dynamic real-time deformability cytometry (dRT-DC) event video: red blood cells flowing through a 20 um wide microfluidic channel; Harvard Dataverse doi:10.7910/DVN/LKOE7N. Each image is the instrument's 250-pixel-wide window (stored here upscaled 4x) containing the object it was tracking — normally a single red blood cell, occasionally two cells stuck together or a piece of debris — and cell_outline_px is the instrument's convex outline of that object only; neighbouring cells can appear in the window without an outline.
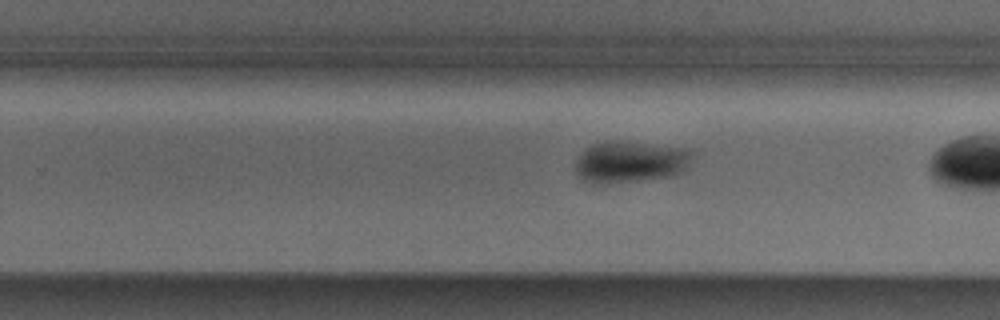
{"species": "Egyptian fruit bat (a non-hibernating species)", "species_latin": "Rousettus aegyptiacus", "temperature_condition": "cold", "stored_images_in_passage": 28, "camera_frame_rate_fps": 3000, "um_per_image_px": 0.085, "animal": {"sex": "male"}, "frame": {"image": 1, "passage_image": 20, "time_ms": 6.333, "image_size_px": [1000, 320], "cell_outline_px": [[692, 152], [684, 168], [668, 176], [596, 184], [584, 180], [576, 172], [576, 164], [584, 148], [592, 144], [604, 140], [608, 140], [684, 148]], "centroid_in_image_um": [53.47, 13.73], "position_along_channel_um": 276.3, "area_um2": 27.17}}